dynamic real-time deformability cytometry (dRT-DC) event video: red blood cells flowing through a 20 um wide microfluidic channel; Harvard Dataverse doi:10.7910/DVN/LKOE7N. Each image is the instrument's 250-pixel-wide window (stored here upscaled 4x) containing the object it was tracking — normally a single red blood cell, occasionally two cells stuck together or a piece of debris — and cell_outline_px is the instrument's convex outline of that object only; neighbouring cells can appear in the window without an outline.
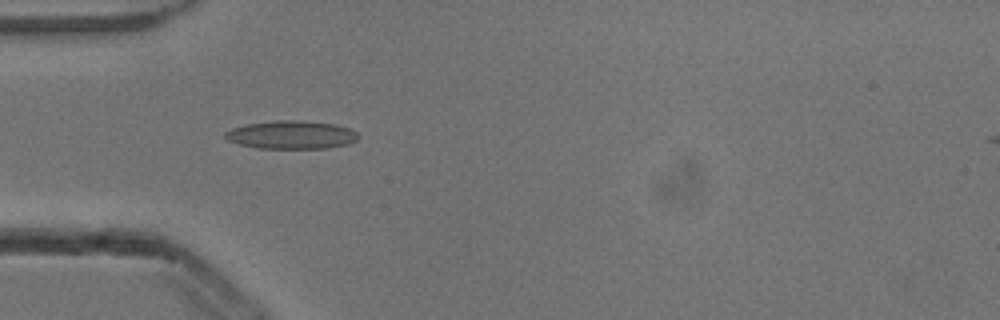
{"species": "common noctule bat (a hibernating species)", "species_latin": "Nyctalus noctula", "temperature_condition": "cold", "stored_images_in_passage": 5, "camera_frame_rate_fps": 3000, "um_per_image_px": 0.085, "animal": {"sex": "male", "body_mass_g": 13.3}, "frame": {"image": 1, "passage_image": 4, "time_ms": 1.0, "image_size_px": [1000, 320], "cell_outline_px": [[360, 136], [356, 140], [348, 144], [328, 148], [256, 148], [240, 144], [228, 140], [224, 136], [224, 132], [232, 128], [248, 124], [276, 120], [300, 120], [336, 124], [352, 128]], "centroid_in_image_um": [24.8, 11.45], "position_along_channel_um": 60.2, "area_um2": 21.96}}
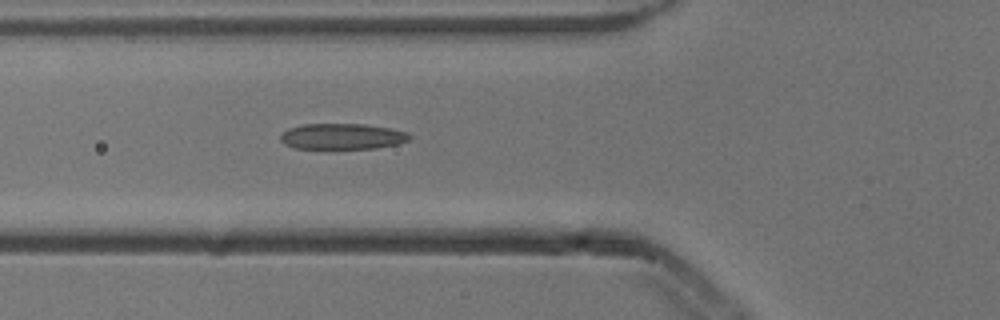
{"frame": {"image": 2, "passage_image": 5, "time_ms": 1.333, "image_size_px": [1000, 320], "cell_outline_px": [[412, 136], [408, 140], [396, 144], [376, 148], [292, 148], [284, 144], [280, 140], [280, 136], [288, 128], [304, 124], [364, 124], [388, 128], [408, 132]], "centroid_in_image_um": [29.07, 11.59], "position_along_channel_um": 96.7, "area_um2": 19.31}}